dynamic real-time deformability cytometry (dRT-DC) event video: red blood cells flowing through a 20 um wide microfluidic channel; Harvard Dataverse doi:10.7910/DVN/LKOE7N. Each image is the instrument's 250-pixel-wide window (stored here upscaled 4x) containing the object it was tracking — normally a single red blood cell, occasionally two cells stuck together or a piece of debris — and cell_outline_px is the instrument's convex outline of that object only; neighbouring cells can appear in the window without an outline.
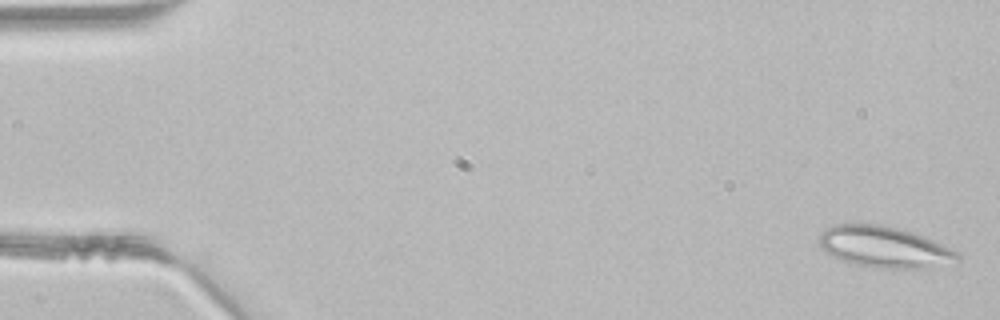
{"species": "common noctule bat (a hibernating species)", "species_latin": "Nyctalus noctula", "temperature_condition": "room temperature", "stored_images_in_passage": 46, "camera_frame_rate_fps": 3000, "um_per_image_px": 0.085, "animal": {"sex": "male", "body_mass_g": 21.5, "forearm_length_mm": 52.0}, "frame": {"image": 1, "passage_image": 1, "time_ms": 0.0, "image_size_px": [1000, 320], "cell_outline_px": [[960, 260], [908, 268], [892, 268], [860, 264], [844, 260], [832, 256], [820, 248], [820, 232], [824, 228], [836, 224], [884, 224], [912, 232], [932, 240], [956, 252], [960, 256]], "centroid_in_image_um": [75.06, 20.94], "position_along_channel_um": 9.9, "area_um2": 32.02}}
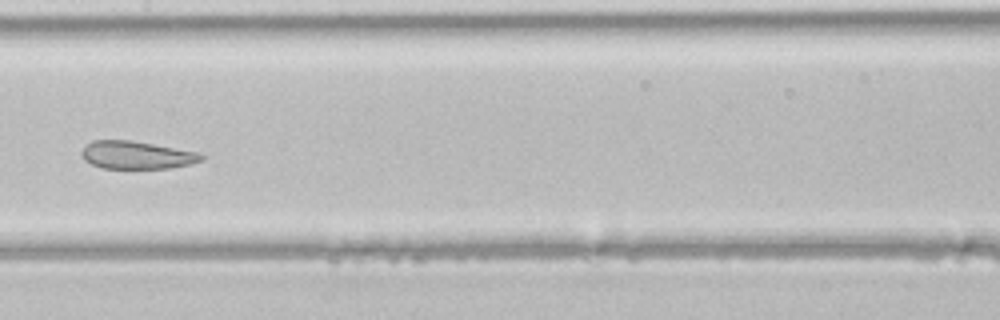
{"frame": {"image": 2, "passage_image": 23, "time_ms": 7.333, "image_size_px": [1000, 320], "cell_outline_px": [[204, 160], [192, 164], [168, 168], [104, 168], [92, 164], [84, 160], [80, 152], [92, 140], [132, 140], [200, 152], [204, 156]], "centroid_in_image_um": [11.66, 13.17], "position_along_channel_um": 195.7, "area_um2": 19.48}}
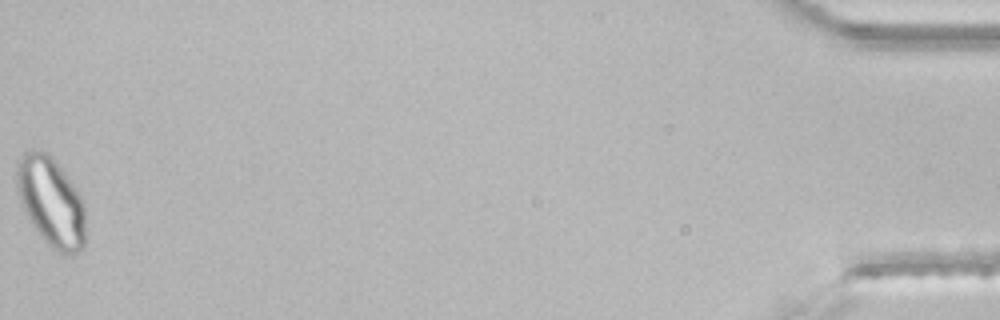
{"frame": {"image": 3, "passage_image": 46, "time_ms": 15.0, "image_size_px": [1000, 320], "cell_outline_px": [[84, 248], [72, 256], [56, 252], [40, 236], [32, 224], [20, 200], [16, 188], [16, 160], [24, 152], [32, 148], [48, 152], [68, 176], [84, 200]], "centroid_in_image_um": [4.33, 17.13], "position_along_channel_um": 430.9, "area_um2": 36.24}}